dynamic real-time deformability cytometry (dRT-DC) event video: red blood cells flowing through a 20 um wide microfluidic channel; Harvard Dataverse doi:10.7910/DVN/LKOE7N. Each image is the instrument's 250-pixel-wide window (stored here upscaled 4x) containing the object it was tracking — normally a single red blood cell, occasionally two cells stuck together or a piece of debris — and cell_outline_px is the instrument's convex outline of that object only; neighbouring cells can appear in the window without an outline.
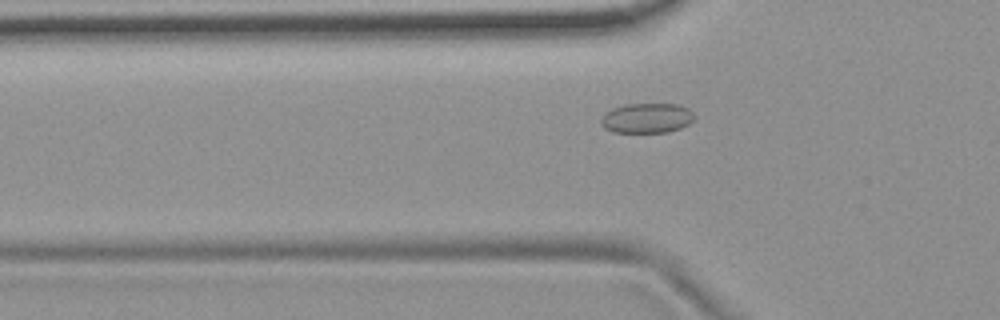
{"species": "common noctule bat (a hibernating species)", "species_latin": "Nyctalus noctula", "temperature_condition": "room temperature", "stored_images_in_passage": 54, "camera_frame_rate_fps": 3000, "um_per_image_px": 0.085, "animal": {"sex": "female", "body_mass_g": 19.9}, "frame": {"image": 1, "passage_image": 17, "time_ms": 5.333, "image_size_px": [1000, 320], "cell_outline_px": [[696, 116], [688, 124], [680, 128], [668, 132], [612, 132], [604, 128], [600, 124], [600, 120], [604, 112], [612, 108], [624, 104], [680, 104], [688, 108]], "centroid_in_image_um": [54.95, 10.03], "position_along_channel_um": 70.8, "area_um2": 16.47}}
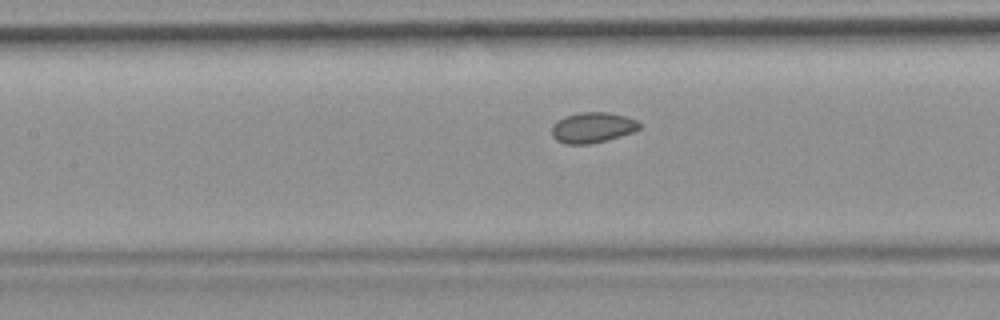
{"frame": {"image": 2, "passage_image": 24, "time_ms": 7.667, "image_size_px": [1000, 320], "cell_outline_px": [[640, 128], [632, 132], [608, 140], [592, 144], [564, 144], [556, 140], [552, 136], [552, 124], [556, 120], [564, 116], [580, 112], [608, 112], [624, 116], [636, 120], [640, 124]], "centroid_in_image_um": [50.32, 10.85], "position_along_channel_um": 157.1, "area_um2": 15.72}}
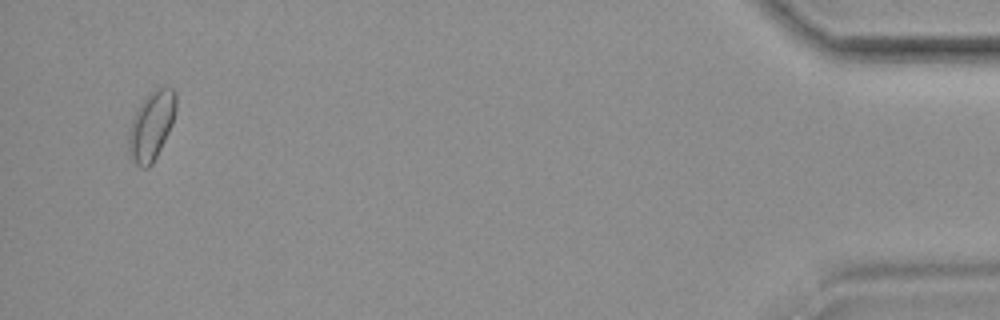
{"frame": {"image": 3, "passage_image": 52, "time_ms": 17.0, "image_size_px": [1000, 320], "cell_outline_px": [[176, 108], [172, 124], [152, 164], [148, 168], [140, 168], [132, 160], [128, 148], [128, 136], [132, 120], [140, 104], [152, 92], [160, 88], [172, 88], [176, 92]], "centroid_in_image_um": [12.87, 10.72], "position_along_channel_um": 422.3, "area_um2": 18.5}, "authors_computed_cell_mechanics": {"area_um2": 15.9239, "velocity_mm_per_s": 3.6742, "shape_relaxation_time_tau1_ms": null, "shape_relaxation_time_tau2_ms": 3.3126, "deformation_change_tau1": null, "deformation_change_tau2": 0.0399}}